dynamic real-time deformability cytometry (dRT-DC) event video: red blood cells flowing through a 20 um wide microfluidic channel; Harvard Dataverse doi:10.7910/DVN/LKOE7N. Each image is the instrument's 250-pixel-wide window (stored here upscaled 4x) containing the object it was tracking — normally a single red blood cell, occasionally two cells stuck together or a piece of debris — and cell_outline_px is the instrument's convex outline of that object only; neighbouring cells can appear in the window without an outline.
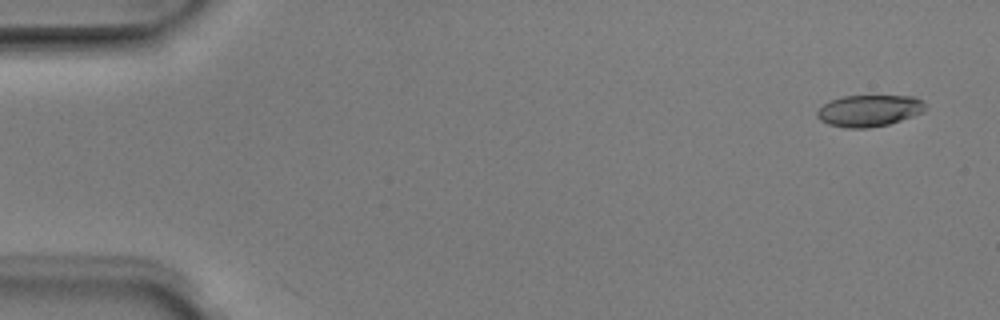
{"species": "Egyptian fruit bat (a non-hibernating species)", "species_latin": "Rousettus aegyptiacus", "temperature_condition": "room temperature", "stored_images_in_passage": 5, "camera_frame_rate_fps": 3000, "um_per_image_px": 0.085, "animal": {"sex": "male"}, "frame": {"image": 1, "passage_image": 1, "time_ms": 0.0, "image_size_px": [1000, 320], "cell_outline_px": [[928, 108], [924, 112], [888, 124], [868, 128], [844, 128], [828, 124], [820, 120], [816, 116], [816, 112], [824, 104], [832, 100], [844, 96], [916, 96]], "centroid_in_image_um": [73.88, 9.41], "position_along_channel_um": 11.1, "area_um2": 19.88}}
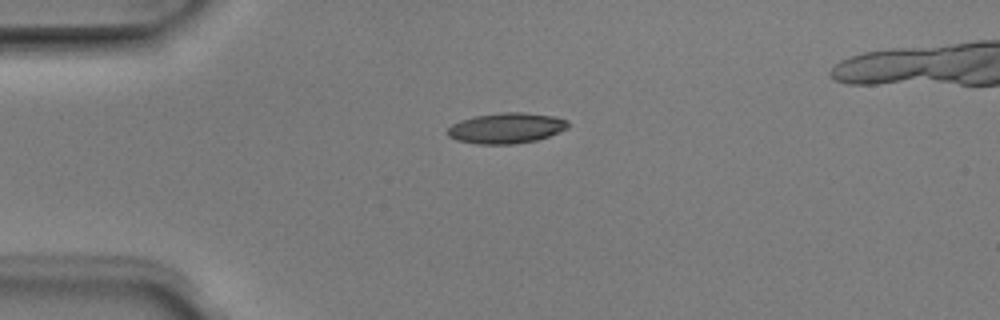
{"frame": {"image": 2, "passage_image": 4, "time_ms": 1.0, "image_size_px": [1000, 320], "cell_outline_px": [[568, 128], [548, 136], [536, 140], [516, 144], [476, 144], [456, 140], [448, 136], [448, 128], [452, 124], [460, 120], [476, 116], [504, 112], [520, 112], [552, 116], [568, 120]], "centroid_in_image_um": [43.02, 10.9], "position_along_channel_um": 42.0, "area_um2": 21.33}}